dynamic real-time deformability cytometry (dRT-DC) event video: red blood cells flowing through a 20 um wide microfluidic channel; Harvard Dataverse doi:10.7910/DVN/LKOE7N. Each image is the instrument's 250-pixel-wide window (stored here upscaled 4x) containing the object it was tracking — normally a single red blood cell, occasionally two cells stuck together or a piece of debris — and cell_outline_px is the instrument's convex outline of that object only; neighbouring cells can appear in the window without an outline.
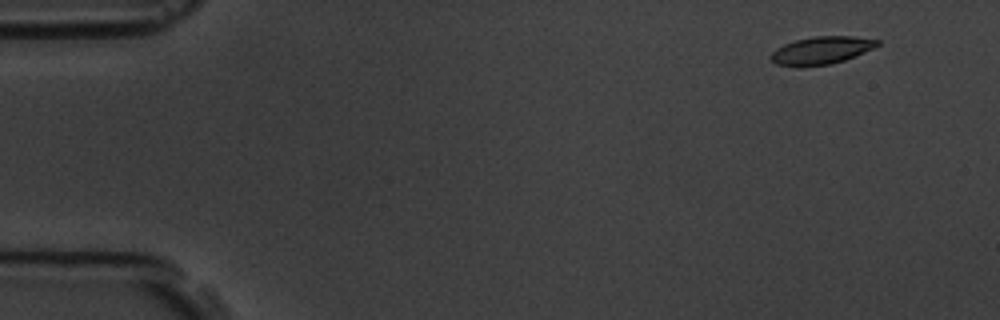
{"species": "common noctule bat (a hibernating species)", "species_latin": "Nyctalus noctula", "temperature_condition": "room temperature", "stored_images_in_passage": 9, "camera_frame_rate_fps": 3000, "um_per_image_px": 0.085, "animal": {"sex": "male", "body_mass_g": 19.5, "forearm_length_mm": 54.6}, "frame": {"image": 1, "passage_image": 1, "time_ms": 0.0, "image_size_px": [1000, 320], "cell_outline_px": [[880, 44], [864, 52], [844, 60], [832, 64], [800, 68], [776, 64], [768, 56], [776, 48], [784, 44], [796, 40], [816, 36], [852, 36], [880, 40]], "centroid_in_image_um": [69.77, 4.3], "position_along_channel_um": 15.2, "area_um2": 17.34}}
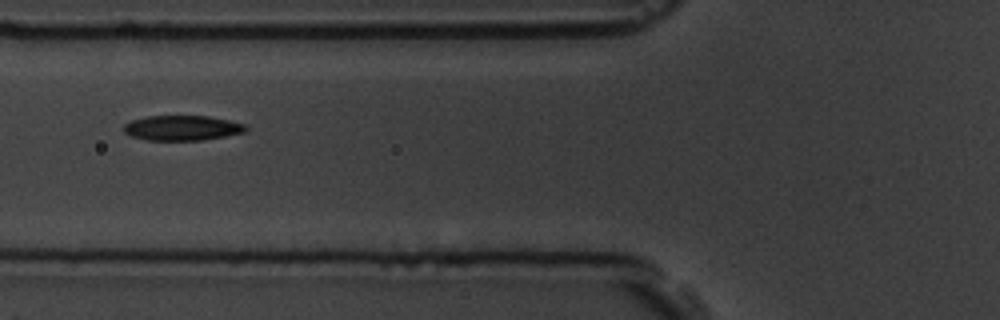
{"frame": {"image": 2, "passage_image": 6, "time_ms": 5.667, "image_size_px": [1000, 320], "cell_outline_px": [[248, 128], [244, 132], [204, 140], [144, 140], [132, 136], [124, 132], [124, 124], [132, 120], [148, 116], [208, 116], [228, 120], [244, 124]], "centroid_in_image_um": [15.47, 10.88], "position_along_channel_um": 110.3, "area_um2": 17.69}}
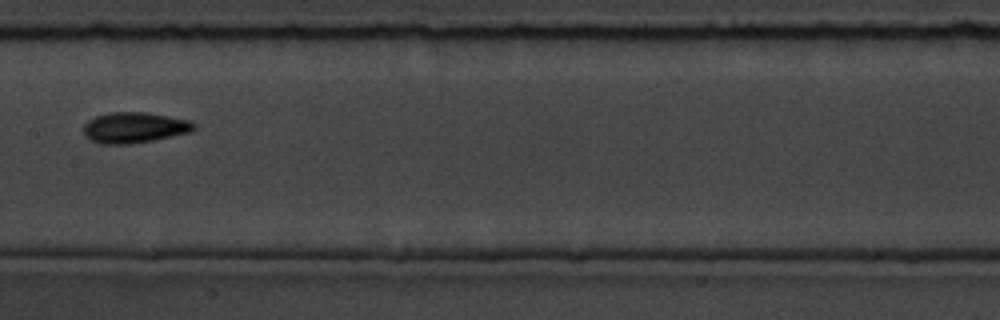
{"frame": {"image": 3, "passage_image": 8, "time_ms": 8.0, "image_size_px": [1000, 320], "cell_outline_px": [[196, 128], [188, 132], [152, 140], [128, 144], [100, 144], [84, 136], [84, 124], [88, 120], [96, 116], [112, 112], [144, 112], [192, 120], [196, 124]], "centroid_in_image_um": [11.41, 10.84], "position_along_channel_um": 196.0, "area_um2": 19.65}}